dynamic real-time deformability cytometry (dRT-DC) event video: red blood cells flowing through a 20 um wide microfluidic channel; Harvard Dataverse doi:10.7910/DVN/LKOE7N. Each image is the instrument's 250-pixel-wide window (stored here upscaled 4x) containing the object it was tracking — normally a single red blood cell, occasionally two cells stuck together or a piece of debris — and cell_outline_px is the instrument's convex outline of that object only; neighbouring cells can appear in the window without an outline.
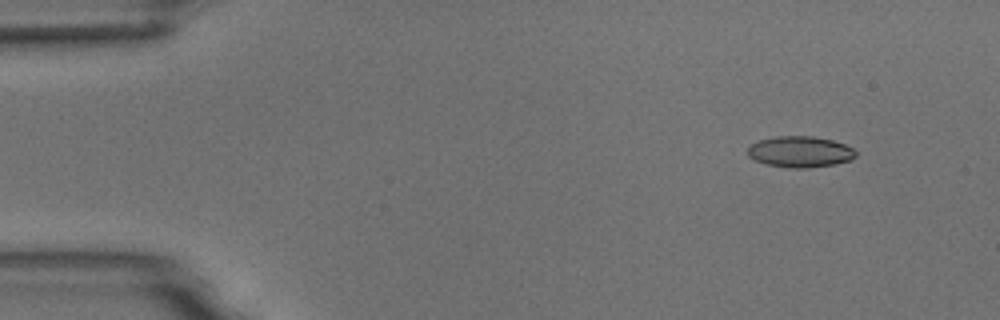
{"species": "common noctule bat (a hibernating species)", "species_latin": "Nyctalus noctula", "temperature_condition": "room temperature", "stored_images_in_passage": 5, "camera_frame_rate_fps": 3000, "um_per_image_px": 0.085, "animal": {"sex": "male", "body_mass_g": 18.8}, "frame": {"image": 1, "passage_image": 2, "time_ms": 1.333, "image_size_px": [1000, 320], "cell_outline_px": [[856, 156], [852, 160], [832, 164], [808, 168], [792, 168], [768, 164], [756, 160], [748, 156], [748, 148], [752, 144], [760, 140], [776, 136], [812, 136], [832, 140], [844, 144], [852, 148], [856, 152]], "centroid_in_image_um": [68.02, 12.9], "position_along_channel_um": 17.0, "area_um2": 19.36}}
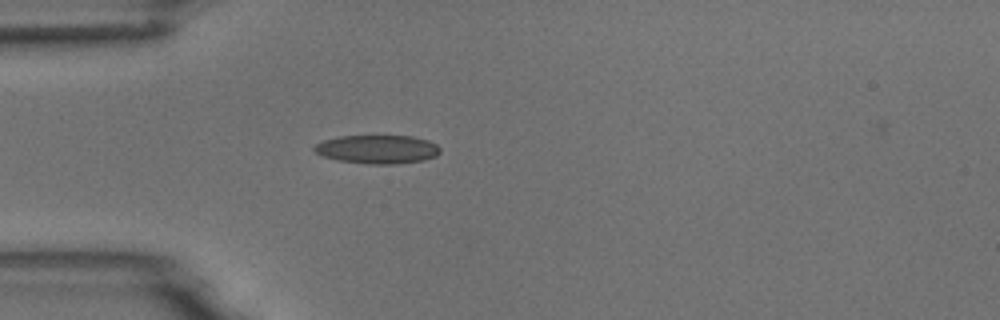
{"frame": {"image": 2, "passage_image": 5, "time_ms": 4.667, "image_size_px": [1000, 320], "cell_outline_px": [[440, 152], [436, 156], [424, 160], [392, 164], [368, 164], [336, 160], [324, 156], [316, 152], [312, 148], [316, 144], [324, 140], [340, 136], [412, 136], [428, 140], [436, 144], [440, 148]], "centroid_in_image_um": [32.09, 12.69], "position_along_channel_um": 52.9, "area_um2": 20.92}}